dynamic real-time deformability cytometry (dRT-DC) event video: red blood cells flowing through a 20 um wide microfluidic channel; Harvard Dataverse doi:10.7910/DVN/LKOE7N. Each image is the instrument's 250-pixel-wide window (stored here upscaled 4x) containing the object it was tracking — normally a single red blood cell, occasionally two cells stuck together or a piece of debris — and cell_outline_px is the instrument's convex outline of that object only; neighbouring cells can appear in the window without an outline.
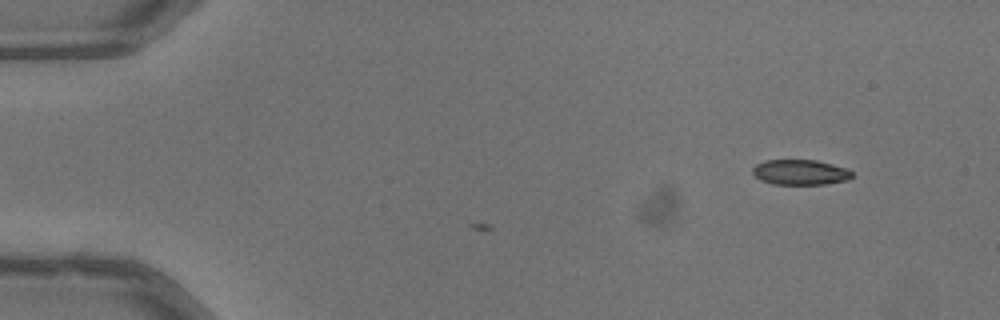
{"species": "common noctule bat (a hibernating species)", "species_latin": "Nyctalus noctula", "temperature_condition": "warm", "stored_images_in_passage": 9, "camera_frame_rate_fps": 3000, "um_per_image_px": 0.085, "animal": {"sex": "male", "body_mass_g": 13.3}, "frame": {"image": 1, "passage_image": 9, "time_ms": 2.667, "image_size_px": [1000, 320], "cell_outline_px": [[852, 176], [848, 180], [824, 184], [772, 184], [760, 180], [752, 172], [752, 168], [756, 164], [764, 160], [816, 160], [832, 164], [844, 168], [852, 172]], "centroid_in_image_um": [67.99, 14.64], "position_along_channel_um": 17.0, "area_um2": 14.57}}